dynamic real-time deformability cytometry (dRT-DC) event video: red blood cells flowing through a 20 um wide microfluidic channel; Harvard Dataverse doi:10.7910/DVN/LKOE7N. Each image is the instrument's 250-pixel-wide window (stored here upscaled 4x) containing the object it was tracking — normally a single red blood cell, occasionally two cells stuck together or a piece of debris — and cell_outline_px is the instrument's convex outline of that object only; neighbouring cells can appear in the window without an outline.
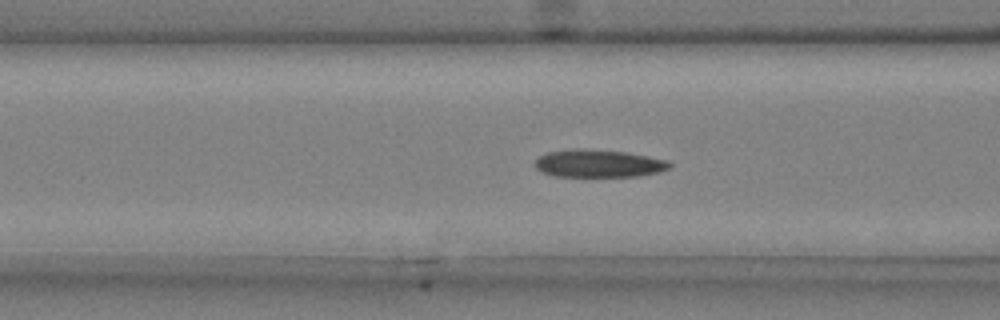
{"species": "common noctule bat (a hibernating species)", "species_latin": "Nyctalus noctula", "temperature_condition": "cold", "stored_images_in_passage": 42, "camera_frame_rate_fps": 3000, "um_per_image_px": 0.085, "animal": {"sex": "male", "body_mass_g": 20.4}, "frame": {"image": 1, "passage_image": 20, "time_ms": 6.333, "image_size_px": [1000, 320], "cell_outline_px": [[672, 164], [668, 168], [660, 172], [636, 176], [552, 176], [536, 168], [536, 160], [540, 156], [548, 152], [576, 148], [584, 148], [624, 152], [648, 156], [668, 160]], "centroid_in_image_um": [50.89, 13.89], "position_along_channel_um": 115.7, "area_um2": 21.56}}
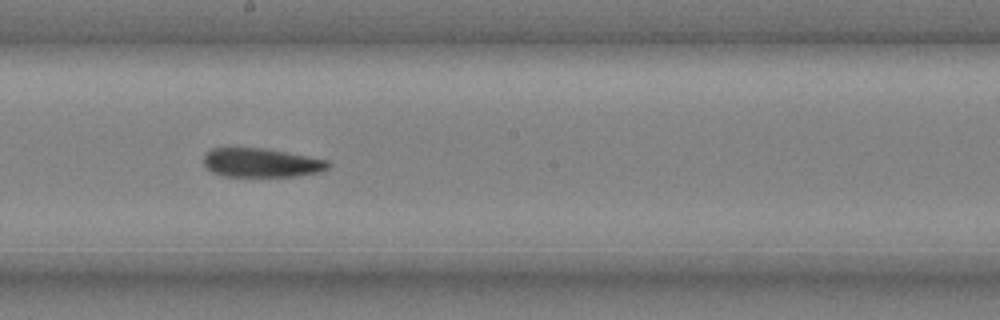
{"frame": {"image": 2, "passage_image": 29, "time_ms": 9.333, "image_size_px": [1000, 320], "cell_outline_px": [[332, 164], [328, 168], [320, 172], [296, 176], [224, 176], [212, 172], [204, 168], [204, 152], [212, 148], [264, 148], [308, 156], [328, 160]], "centroid_in_image_um": [22.19, 13.83], "position_along_channel_um": 226.0, "area_um2": 21.15}}
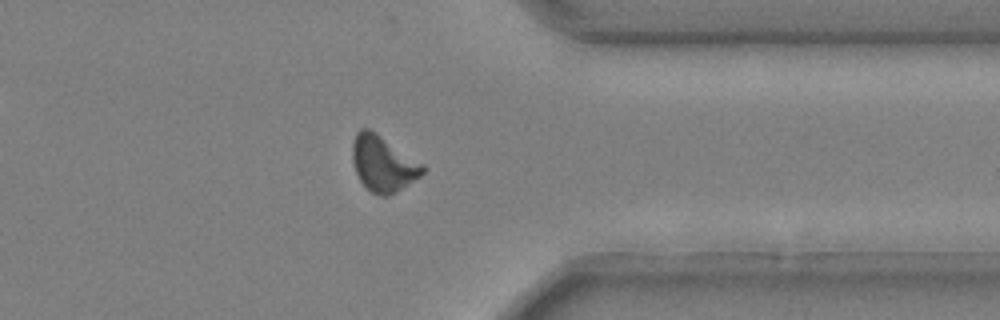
{"frame": {"image": 3, "passage_image": 42, "time_ms": 13.667, "image_size_px": [1000, 320], "cell_outline_px": [[428, 168], [420, 176], [396, 192], [388, 196], [380, 196], [372, 192], [360, 180], [356, 172], [352, 160], [352, 144], [356, 132], [360, 128], [368, 128], [376, 132], [424, 164]], "centroid_in_image_um": [32.57, 13.89], "position_along_channel_um": 378.8, "area_um2": 22.83}, "authors_computed_cell_mechanics": {"area_um2": 22.1374, "velocity_mm_per_s": 3.6882, "shape_relaxation_time_tau1_ms": 10.3015, "shape_relaxation_time_tau2_ms": 3.3397, "deformation_change_tau1": 0.1871, "deformation_change_tau2": 0.098}}